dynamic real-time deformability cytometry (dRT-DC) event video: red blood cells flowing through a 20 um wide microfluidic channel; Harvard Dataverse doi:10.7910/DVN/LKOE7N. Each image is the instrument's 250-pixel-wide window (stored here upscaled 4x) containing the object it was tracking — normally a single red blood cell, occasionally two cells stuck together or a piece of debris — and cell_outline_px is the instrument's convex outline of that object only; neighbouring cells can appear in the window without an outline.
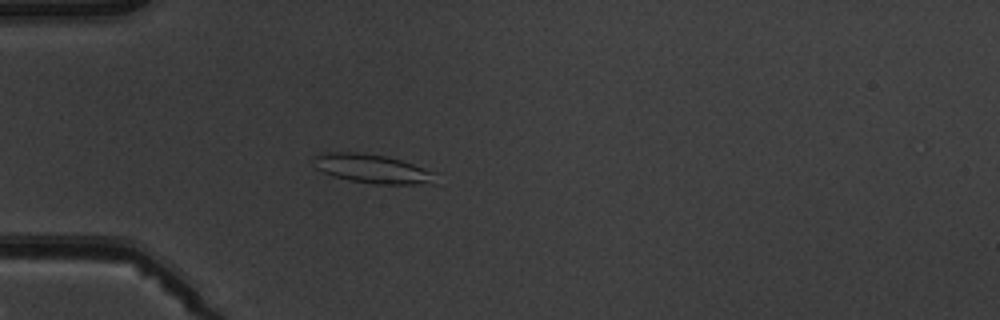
{"species": "common noctule bat (a hibernating species)", "species_latin": "Nyctalus noctula", "temperature_condition": "warm", "stored_images_in_passage": 4, "camera_frame_rate_fps": 3000, "um_per_image_px": 0.085, "animal": {"sex": "male", "body_mass_g": 19.5, "forearm_length_mm": 54.6}, "frame": {"image": 1, "passage_image": 4, "time_ms": 4.667, "image_size_px": [1000, 320], "cell_outline_px": [[436, 184], [376, 184], [348, 180], [332, 176], [316, 168], [312, 156], [324, 152], [360, 152], [384, 156], [400, 160], [436, 172]], "centroid_in_image_um": [31.65, 14.35], "position_along_channel_um": 53.3, "area_um2": 20.69}}